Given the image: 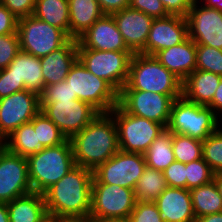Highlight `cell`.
<instances>
[{
  "label": "cell",
  "mask_w": 222,
  "mask_h": 222,
  "mask_svg": "<svg viewBox=\"0 0 222 222\" xmlns=\"http://www.w3.org/2000/svg\"><path fill=\"white\" fill-rule=\"evenodd\" d=\"M93 171L75 165L42 194L47 213L66 220L89 219Z\"/></svg>",
  "instance_id": "obj_1"
},
{
  "label": "cell",
  "mask_w": 222,
  "mask_h": 222,
  "mask_svg": "<svg viewBox=\"0 0 222 222\" xmlns=\"http://www.w3.org/2000/svg\"><path fill=\"white\" fill-rule=\"evenodd\" d=\"M70 142L75 165L92 171L120 150L116 122L110 113H99Z\"/></svg>",
  "instance_id": "obj_2"
},
{
  "label": "cell",
  "mask_w": 222,
  "mask_h": 222,
  "mask_svg": "<svg viewBox=\"0 0 222 222\" xmlns=\"http://www.w3.org/2000/svg\"><path fill=\"white\" fill-rule=\"evenodd\" d=\"M27 160L31 188L37 193H43L75 166L70 139L57 146L44 147Z\"/></svg>",
  "instance_id": "obj_3"
},
{
  "label": "cell",
  "mask_w": 222,
  "mask_h": 222,
  "mask_svg": "<svg viewBox=\"0 0 222 222\" xmlns=\"http://www.w3.org/2000/svg\"><path fill=\"white\" fill-rule=\"evenodd\" d=\"M122 89L182 95V81L155 56L134 53L130 61L127 83Z\"/></svg>",
  "instance_id": "obj_4"
},
{
  "label": "cell",
  "mask_w": 222,
  "mask_h": 222,
  "mask_svg": "<svg viewBox=\"0 0 222 222\" xmlns=\"http://www.w3.org/2000/svg\"><path fill=\"white\" fill-rule=\"evenodd\" d=\"M218 125L217 114L210 107L190 102L181 96L172 103L166 129L203 142L220 128Z\"/></svg>",
  "instance_id": "obj_5"
},
{
  "label": "cell",
  "mask_w": 222,
  "mask_h": 222,
  "mask_svg": "<svg viewBox=\"0 0 222 222\" xmlns=\"http://www.w3.org/2000/svg\"><path fill=\"white\" fill-rule=\"evenodd\" d=\"M117 126L120 151L144 154L166 129L163 124L127 113L119 104L109 112Z\"/></svg>",
  "instance_id": "obj_6"
},
{
  "label": "cell",
  "mask_w": 222,
  "mask_h": 222,
  "mask_svg": "<svg viewBox=\"0 0 222 222\" xmlns=\"http://www.w3.org/2000/svg\"><path fill=\"white\" fill-rule=\"evenodd\" d=\"M65 80L78 100L91 104L100 113H109L119 104V93L107 81L86 69L78 59Z\"/></svg>",
  "instance_id": "obj_7"
},
{
  "label": "cell",
  "mask_w": 222,
  "mask_h": 222,
  "mask_svg": "<svg viewBox=\"0 0 222 222\" xmlns=\"http://www.w3.org/2000/svg\"><path fill=\"white\" fill-rule=\"evenodd\" d=\"M132 51H100L78 48V60L98 78L107 81L118 93L127 83Z\"/></svg>",
  "instance_id": "obj_8"
},
{
  "label": "cell",
  "mask_w": 222,
  "mask_h": 222,
  "mask_svg": "<svg viewBox=\"0 0 222 222\" xmlns=\"http://www.w3.org/2000/svg\"><path fill=\"white\" fill-rule=\"evenodd\" d=\"M17 32L20 50L38 58L58 50L71 39L63 30L33 15L18 19Z\"/></svg>",
  "instance_id": "obj_9"
},
{
  "label": "cell",
  "mask_w": 222,
  "mask_h": 222,
  "mask_svg": "<svg viewBox=\"0 0 222 222\" xmlns=\"http://www.w3.org/2000/svg\"><path fill=\"white\" fill-rule=\"evenodd\" d=\"M136 199L134 189L116 184L92 183L90 220H128Z\"/></svg>",
  "instance_id": "obj_10"
},
{
  "label": "cell",
  "mask_w": 222,
  "mask_h": 222,
  "mask_svg": "<svg viewBox=\"0 0 222 222\" xmlns=\"http://www.w3.org/2000/svg\"><path fill=\"white\" fill-rule=\"evenodd\" d=\"M147 167L144 154L118 151L93 170L92 183L116 184L135 189Z\"/></svg>",
  "instance_id": "obj_11"
},
{
  "label": "cell",
  "mask_w": 222,
  "mask_h": 222,
  "mask_svg": "<svg viewBox=\"0 0 222 222\" xmlns=\"http://www.w3.org/2000/svg\"><path fill=\"white\" fill-rule=\"evenodd\" d=\"M181 96L122 89L119 93V105L131 115L146 118L167 127L172 103Z\"/></svg>",
  "instance_id": "obj_12"
},
{
  "label": "cell",
  "mask_w": 222,
  "mask_h": 222,
  "mask_svg": "<svg viewBox=\"0 0 222 222\" xmlns=\"http://www.w3.org/2000/svg\"><path fill=\"white\" fill-rule=\"evenodd\" d=\"M40 108L67 139L80 132L100 113L91 104L78 99L40 103Z\"/></svg>",
  "instance_id": "obj_13"
},
{
  "label": "cell",
  "mask_w": 222,
  "mask_h": 222,
  "mask_svg": "<svg viewBox=\"0 0 222 222\" xmlns=\"http://www.w3.org/2000/svg\"><path fill=\"white\" fill-rule=\"evenodd\" d=\"M39 95L28 90L0 99V139H5L40 112Z\"/></svg>",
  "instance_id": "obj_14"
},
{
  "label": "cell",
  "mask_w": 222,
  "mask_h": 222,
  "mask_svg": "<svg viewBox=\"0 0 222 222\" xmlns=\"http://www.w3.org/2000/svg\"><path fill=\"white\" fill-rule=\"evenodd\" d=\"M31 192L27 157L6 149L0 157V203H8Z\"/></svg>",
  "instance_id": "obj_15"
},
{
  "label": "cell",
  "mask_w": 222,
  "mask_h": 222,
  "mask_svg": "<svg viewBox=\"0 0 222 222\" xmlns=\"http://www.w3.org/2000/svg\"><path fill=\"white\" fill-rule=\"evenodd\" d=\"M197 3L199 1L195 0L186 16L188 37L195 44L222 50V11L206 6H197Z\"/></svg>",
  "instance_id": "obj_16"
},
{
  "label": "cell",
  "mask_w": 222,
  "mask_h": 222,
  "mask_svg": "<svg viewBox=\"0 0 222 222\" xmlns=\"http://www.w3.org/2000/svg\"><path fill=\"white\" fill-rule=\"evenodd\" d=\"M187 37L188 23L186 18L175 15L154 18L146 46L140 53L154 56L160 50L180 44Z\"/></svg>",
  "instance_id": "obj_17"
},
{
  "label": "cell",
  "mask_w": 222,
  "mask_h": 222,
  "mask_svg": "<svg viewBox=\"0 0 222 222\" xmlns=\"http://www.w3.org/2000/svg\"><path fill=\"white\" fill-rule=\"evenodd\" d=\"M78 48L100 51H131L112 15L104 14L78 39Z\"/></svg>",
  "instance_id": "obj_18"
},
{
  "label": "cell",
  "mask_w": 222,
  "mask_h": 222,
  "mask_svg": "<svg viewBox=\"0 0 222 222\" xmlns=\"http://www.w3.org/2000/svg\"><path fill=\"white\" fill-rule=\"evenodd\" d=\"M127 47L133 53H140L146 46L153 17L144 12L124 8L111 14Z\"/></svg>",
  "instance_id": "obj_19"
},
{
  "label": "cell",
  "mask_w": 222,
  "mask_h": 222,
  "mask_svg": "<svg viewBox=\"0 0 222 222\" xmlns=\"http://www.w3.org/2000/svg\"><path fill=\"white\" fill-rule=\"evenodd\" d=\"M164 222H195L190 190L167 187L154 201Z\"/></svg>",
  "instance_id": "obj_20"
},
{
  "label": "cell",
  "mask_w": 222,
  "mask_h": 222,
  "mask_svg": "<svg viewBox=\"0 0 222 222\" xmlns=\"http://www.w3.org/2000/svg\"><path fill=\"white\" fill-rule=\"evenodd\" d=\"M154 56L182 82L196 70V44L189 37L180 44L160 50Z\"/></svg>",
  "instance_id": "obj_21"
},
{
  "label": "cell",
  "mask_w": 222,
  "mask_h": 222,
  "mask_svg": "<svg viewBox=\"0 0 222 222\" xmlns=\"http://www.w3.org/2000/svg\"><path fill=\"white\" fill-rule=\"evenodd\" d=\"M78 59V41L70 39L58 50L41 57L44 85H52L66 79L71 66Z\"/></svg>",
  "instance_id": "obj_22"
},
{
  "label": "cell",
  "mask_w": 222,
  "mask_h": 222,
  "mask_svg": "<svg viewBox=\"0 0 222 222\" xmlns=\"http://www.w3.org/2000/svg\"><path fill=\"white\" fill-rule=\"evenodd\" d=\"M221 79L220 75L196 69L182 82V96L190 102L207 106Z\"/></svg>",
  "instance_id": "obj_23"
},
{
  "label": "cell",
  "mask_w": 222,
  "mask_h": 222,
  "mask_svg": "<svg viewBox=\"0 0 222 222\" xmlns=\"http://www.w3.org/2000/svg\"><path fill=\"white\" fill-rule=\"evenodd\" d=\"M40 58L20 51L6 67L18 81H23L25 89L38 95L45 87Z\"/></svg>",
  "instance_id": "obj_24"
},
{
  "label": "cell",
  "mask_w": 222,
  "mask_h": 222,
  "mask_svg": "<svg viewBox=\"0 0 222 222\" xmlns=\"http://www.w3.org/2000/svg\"><path fill=\"white\" fill-rule=\"evenodd\" d=\"M69 37L78 39L104 13L97 0H68Z\"/></svg>",
  "instance_id": "obj_25"
},
{
  "label": "cell",
  "mask_w": 222,
  "mask_h": 222,
  "mask_svg": "<svg viewBox=\"0 0 222 222\" xmlns=\"http://www.w3.org/2000/svg\"><path fill=\"white\" fill-rule=\"evenodd\" d=\"M9 222H39L47 213L42 193L31 192L7 203Z\"/></svg>",
  "instance_id": "obj_26"
},
{
  "label": "cell",
  "mask_w": 222,
  "mask_h": 222,
  "mask_svg": "<svg viewBox=\"0 0 222 222\" xmlns=\"http://www.w3.org/2000/svg\"><path fill=\"white\" fill-rule=\"evenodd\" d=\"M33 16L58 27L69 36L68 0H36Z\"/></svg>",
  "instance_id": "obj_27"
},
{
  "label": "cell",
  "mask_w": 222,
  "mask_h": 222,
  "mask_svg": "<svg viewBox=\"0 0 222 222\" xmlns=\"http://www.w3.org/2000/svg\"><path fill=\"white\" fill-rule=\"evenodd\" d=\"M195 218L222 212V198L214 180L190 190Z\"/></svg>",
  "instance_id": "obj_28"
},
{
  "label": "cell",
  "mask_w": 222,
  "mask_h": 222,
  "mask_svg": "<svg viewBox=\"0 0 222 222\" xmlns=\"http://www.w3.org/2000/svg\"><path fill=\"white\" fill-rule=\"evenodd\" d=\"M4 140L8 151L23 157H28L44 148L37 143V129H34L30 122L21 125Z\"/></svg>",
  "instance_id": "obj_29"
},
{
  "label": "cell",
  "mask_w": 222,
  "mask_h": 222,
  "mask_svg": "<svg viewBox=\"0 0 222 222\" xmlns=\"http://www.w3.org/2000/svg\"><path fill=\"white\" fill-rule=\"evenodd\" d=\"M149 168L163 171L175 161L172 148V132L165 129L144 153Z\"/></svg>",
  "instance_id": "obj_30"
},
{
  "label": "cell",
  "mask_w": 222,
  "mask_h": 222,
  "mask_svg": "<svg viewBox=\"0 0 222 222\" xmlns=\"http://www.w3.org/2000/svg\"><path fill=\"white\" fill-rule=\"evenodd\" d=\"M168 187L163 171L146 167L134 189L136 201L154 202Z\"/></svg>",
  "instance_id": "obj_31"
},
{
  "label": "cell",
  "mask_w": 222,
  "mask_h": 222,
  "mask_svg": "<svg viewBox=\"0 0 222 222\" xmlns=\"http://www.w3.org/2000/svg\"><path fill=\"white\" fill-rule=\"evenodd\" d=\"M30 123L37 129V143L53 147L64 143L67 138L60 129L43 113L39 112Z\"/></svg>",
  "instance_id": "obj_32"
},
{
  "label": "cell",
  "mask_w": 222,
  "mask_h": 222,
  "mask_svg": "<svg viewBox=\"0 0 222 222\" xmlns=\"http://www.w3.org/2000/svg\"><path fill=\"white\" fill-rule=\"evenodd\" d=\"M172 148L175 160L184 164L202 158V141L190 136L172 133Z\"/></svg>",
  "instance_id": "obj_33"
},
{
  "label": "cell",
  "mask_w": 222,
  "mask_h": 222,
  "mask_svg": "<svg viewBox=\"0 0 222 222\" xmlns=\"http://www.w3.org/2000/svg\"><path fill=\"white\" fill-rule=\"evenodd\" d=\"M202 158L215 174L222 173V129L218 128L202 142Z\"/></svg>",
  "instance_id": "obj_34"
},
{
  "label": "cell",
  "mask_w": 222,
  "mask_h": 222,
  "mask_svg": "<svg viewBox=\"0 0 222 222\" xmlns=\"http://www.w3.org/2000/svg\"><path fill=\"white\" fill-rule=\"evenodd\" d=\"M196 69L222 76V50L196 44Z\"/></svg>",
  "instance_id": "obj_35"
},
{
  "label": "cell",
  "mask_w": 222,
  "mask_h": 222,
  "mask_svg": "<svg viewBox=\"0 0 222 222\" xmlns=\"http://www.w3.org/2000/svg\"><path fill=\"white\" fill-rule=\"evenodd\" d=\"M215 173L208 163L198 159L186 164V189L191 190L214 180Z\"/></svg>",
  "instance_id": "obj_36"
},
{
  "label": "cell",
  "mask_w": 222,
  "mask_h": 222,
  "mask_svg": "<svg viewBox=\"0 0 222 222\" xmlns=\"http://www.w3.org/2000/svg\"><path fill=\"white\" fill-rule=\"evenodd\" d=\"M40 103H53L55 101L76 100L77 95L73 94L69 83L63 80L59 83L45 86L39 95Z\"/></svg>",
  "instance_id": "obj_37"
},
{
  "label": "cell",
  "mask_w": 222,
  "mask_h": 222,
  "mask_svg": "<svg viewBox=\"0 0 222 222\" xmlns=\"http://www.w3.org/2000/svg\"><path fill=\"white\" fill-rule=\"evenodd\" d=\"M129 222H164L155 202L136 201Z\"/></svg>",
  "instance_id": "obj_38"
},
{
  "label": "cell",
  "mask_w": 222,
  "mask_h": 222,
  "mask_svg": "<svg viewBox=\"0 0 222 222\" xmlns=\"http://www.w3.org/2000/svg\"><path fill=\"white\" fill-rule=\"evenodd\" d=\"M20 51L18 32L0 35V70L6 68Z\"/></svg>",
  "instance_id": "obj_39"
},
{
  "label": "cell",
  "mask_w": 222,
  "mask_h": 222,
  "mask_svg": "<svg viewBox=\"0 0 222 222\" xmlns=\"http://www.w3.org/2000/svg\"><path fill=\"white\" fill-rule=\"evenodd\" d=\"M163 174L169 187L186 188V164L175 160L163 170Z\"/></svg>",
  "instance_id": "obj_40"
},
{
  "label": "cell",
  "mask_w": 222,
  "mask_h": 222,
  "mask_svg": "<svg viewBox=\"0 0 222 222\" xmlns=\"http://www.w3.org/2000/svg\"><path fill=\"white\" fill-rule=\"evenodd\" d=\"M129 7L153 17L164 18L168 14L160 0H130Z\"/></svg>",
  "instance_id": "obj_41"
},
{
  "label": "cell",
  "mask_w": 222,
  "mask_h": 222,
  "mask_svg": "<svg viewBox=\"0 0 222 222\" xmlns=\"http://www.w3.org/2000/svg\"><path fill=\"white\" fill-rule=\"evenodd\" d=\"M23 90H26L23 81H18L6 68L0 70V99Z\"/></svg>",
  "instance_id": "obj_42"
},
{
  "label": "cell",
  "mask_w": 222,
  "mask_h": 222,
  "mask_svg": "<svg viewBox=\"0 0 222 222\" xmlns=\"http://www.w3.org/2000/svg\"><path fill=\"white\" fill-rule=\"evenodd\" d=\"M36 0H0L16 18L33 15Z\"/></svg>",
  "instance_id": "obj_43"
},
{
  "label": "cell",
  "mask_w": 222,
  "mask_h": 222,
  "mask_svg": "<svg viewBox=\"0 0 222 222\" xmlns=\"http://www.w3.org/2000/svg\"><path fill=\"white\" fill-rule=\"evenodd\" d=\"M168 15L186 18L195 0H160Z\"/></svg>",
  "instance_id": "obj_44"
},
{
  "label": "cell",
  "mask_w": 222,
  "mask_h": 222,
  "mask_svg": "<svg viewBox=\"0 0 222 222\" xmlns=\"http://www.w3.org/2000/svg\"><path fill=\"white\" fill-rule=\"evenodd\" d=\"M18 18H16L3 4L0 3V35L17 32Z\"/></svg>",
  "instance_id": "obj_45"
},
{
  "label": "cell",
  "mask_w": 222,
  "mask_h": 222,
  "mask_svg": "<svg viewBox=\"0 0 222 222\" xmlns=\"http://www.w3.org/2000/svg\"><path fill=\"white\" fill-rule=\"evenodd\" d=\"M104 14L111 15L117 11L129 7L130 0H97Z\"/></svg>",
  "instance_id": "obj_46"
},
{
  "label": "cell",
  "mask_w": 222,
  "mask_h": 222,
  "mask_svg": "<svg viewBox=\"0 0 222 222\" xmlns=\"http://www.w3.org/2000/svg\"><path fill=\"white\" fill-rule=\"evenodd\" d=\"M207 107H210L216 114H218L216 110L222 111V79L219 86L215 90L212 101L207 105Z\"/></svg>",
  "instance_id": "obj_47"
},
{
  "label": "cell",
  "mask_w": 222,
  "mask_h": 222,
  "mask_svg": "<svg viewBox=\"0 0 222 222\" xmlns=\"http://www.w3.org/2000/svg\"><path fill=\"white\" fill-rule=\"evenodd\" d=\"M195 222H222V212L196 218Z\"/></svg>",
  "instance_id": "obj_48"
},
{
  "label": "cell",
  "mask_w": 222,
  "mask_h": 222,
  "mask_svg": "<svg viewBox=\"0 0 222 222\" xmlns=\"http://www.w3.org/2000/svg\"><path fill=\"white\" fill-rule=\"evenodd\" d=\"M0 222H9L7 203H0Z\"/></svg>",
  "instance_id": "obj_49"
},
{
  "label": "cell",
  "mask_w": 222,
  "mask_h": 222,
  "mask_svg": "<svg viewBox=\"0 0 222 222\" xmlns=\"http://www.w3.org/2000/svg\"><path fill=\"white\" fill-rule=\"evenodd\" d=\"M66 219L57 215L46 213L39 222H65Z\"/></svg>",
  "instance_id": "obj_50"
},
{
  "label": "cell",
  "mask_w": 222,
  "mask_h": 222,
  "mask_svg": "<svg viewBox=\"0 0 222 222\" xmlns=\"http://www.w3.org/2000/svg\"><path fill=\"white\" fill-rule=\"evenodd\" d=\"M204 6L222 11V0H205Z\"/></svg>",
  "instance_id": "obj_51"
},
{
  "label": "cell",
  "mask_w": 222,
  "mask_h": 222,
  "mask_svg": "<svg viewBox=\"0 0 222 222\" xmlns=\"http://www.w3.org/2000/svg\"><path fill=\"white\" fill-rule=\"evenodd\" d=\"M214 182L218 188L219 194L222 198V173H216L214 175Z\"/></svg>",
  "instance_id": "obj_52"
},
{
  "label": "cell",
  "mask_w": 222,
  "mask_h": 222,
  "mask_svg": "<svg viewBox=\"0 0 222 222\" xmlns=\"http://www.w3.org/2000/svg\"><path fill=\"white\" fill-rule=\"evenodd\" d=\"M95 222H129L124 219H105V220H95Z\"/></svg>",
  "instance_id": "obj_53"
},
{
  "label": "cell",
  "mask_w": 222,
  "mask_h": 222,
  "mask_svg": "<svg viewBox=\"0 0 222 222\" xmlns=\"http://www.w3.org/2000/svg\"><path fill=\"white\" fill-rule=\"evenodd\" d=\"M6 150V143L4 139H0V157L2 153Z\"/></svg>",
  "instance_id": "obj_54"
},
{
  "label": "cell",
  "mask_w": 222,
  "mask_h": 222,
  "mask_svg": "<svg viewBox=\"0 0 222 222\" xmlns=\"http://www.w3.org/2000/svg\"><path fill=\"white\" fill-rule=\"evenodd\" d=\"M65 222H95V220H90V219H77V220H66Z\"/></svg>",
  "instance_id": "obj_55"
}]
</instances>
